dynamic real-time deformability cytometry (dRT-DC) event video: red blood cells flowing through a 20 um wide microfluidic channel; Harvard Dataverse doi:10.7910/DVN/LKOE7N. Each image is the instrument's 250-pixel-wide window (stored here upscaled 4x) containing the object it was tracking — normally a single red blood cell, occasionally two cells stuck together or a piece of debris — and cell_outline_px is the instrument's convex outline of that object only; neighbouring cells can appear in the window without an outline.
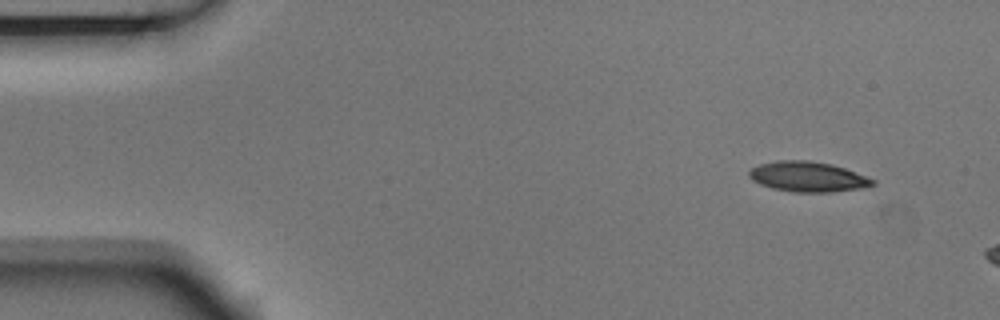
{"species": "Egyptian fruit bat (a non-hibernating species)", "species_latin": "Rousettus aegyptiacus", "temperature_condition": "room temperature", "stored_images_in_passage": 4, "camera_frame_rate_fps": 3000, "um_per_image_px": 0.085, "animal": {"sex": "male"}, "frame": {"image": 1, "passage_image": 1, "time_ms": 0.0, "image_size_px": [1000, 320], "cell_outline_px": [[876, 184], [860, 188], [832, 192], [792, 192], [772, 188], [760, 184], [752, 180], [748, 176], [748, 172], [752, 168], [760, 164], [776, 160], [808, 160], [832, 164], [844, 168], [876, 180]], "centroid_in_image_um": [68.64, 15.02], "position_along_channel_um": 16.4, "area_um2": 21.73}}
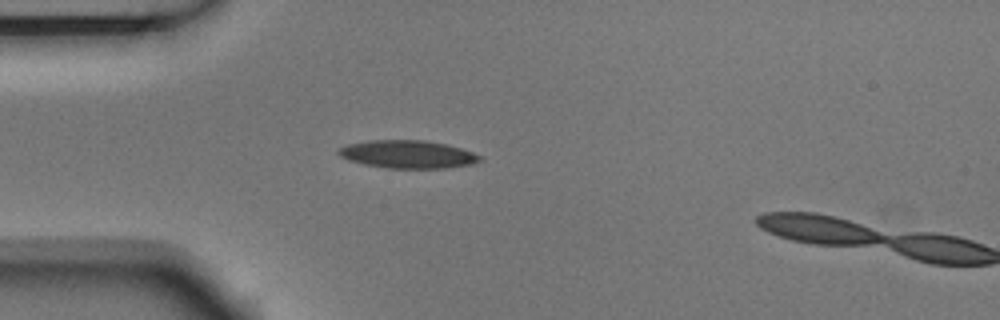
{"frame": {"image": 2, "passage_image": 3, "time_ms": 0.667, "image_size_px": [1000, 320], "cell_outline_px": [[480, 160], [472, 164], [444, 168], [388, 168], [364, 164], [348, 160], [340, 156], [336, 152], [340, 148], [348, 144], [368, 140], [424, 140], [448, 144], [472, 152], [480, 156]], "centroid_in_image_um": [34.63, 13.11], "position_along_channel_um": 50.4, "area_um2": 22.89}}